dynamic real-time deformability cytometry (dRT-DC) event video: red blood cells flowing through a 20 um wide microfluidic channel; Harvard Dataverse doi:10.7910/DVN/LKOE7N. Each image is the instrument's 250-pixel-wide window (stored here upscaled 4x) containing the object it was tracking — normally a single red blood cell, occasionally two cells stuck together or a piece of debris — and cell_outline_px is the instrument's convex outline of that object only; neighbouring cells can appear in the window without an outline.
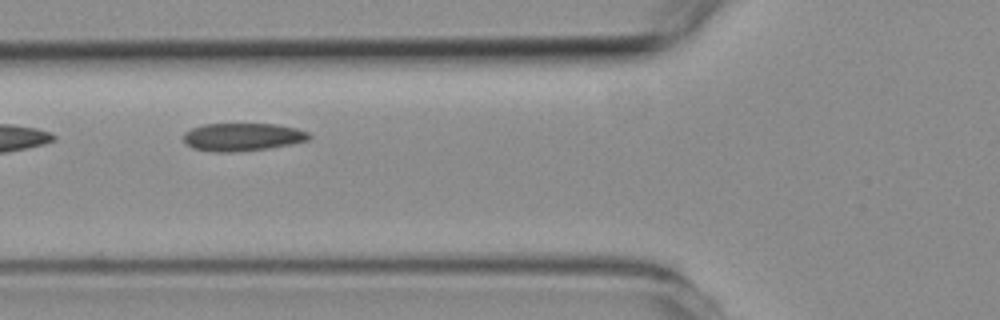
{"species": "common noctule bat (a hibernating species)", "species_latin": "Nyctalus noctula", "temperature_condition": "room temperature", "stored_images_in_passage": 4, "camera_frame_rate_fps": 3000, "um_per_image_px": 0.085, "animal": {"sex": "female", "body_mass_g": 19.3, "forearm_length_mm": 54.1}, "frame": {"image": 1, "passage_image": 2, "time_ms": 1.0, "image_size_px": [1000, 320], "cell_outline_px": [[312, 136], [308, 140], [292, 144], [268, 148], [232, 152], [216, 152], [192, 148], [184, 140], [184, 132], [192, 128], [204, 124], [276, 124], [296, 128], [308, 132]], "centroid_in_image_um": [20.63, 11.64], "position_along_channel_um": 105.2, "area_um2": 20.35}}
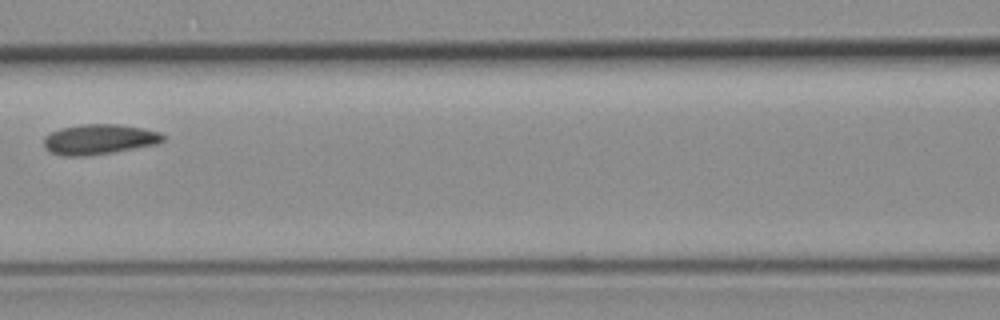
{"frame": {"image": 2, "passage_image": 3, "time_ms": 2.333, "image_size_px": [1000, 320], "cell_outline_px": [[164, 140], [160, 144], [88, 156], [64, 156], [52, 152], [44, 148], [44, 136], [60, 128], [84, 124], [116, 124], [140, 128], [160, 132], [164, 136]], "centroid_in_image_um": [8.43, 11.85], "position_along_channel_um": 158.2, "area_um2": 20.92}}
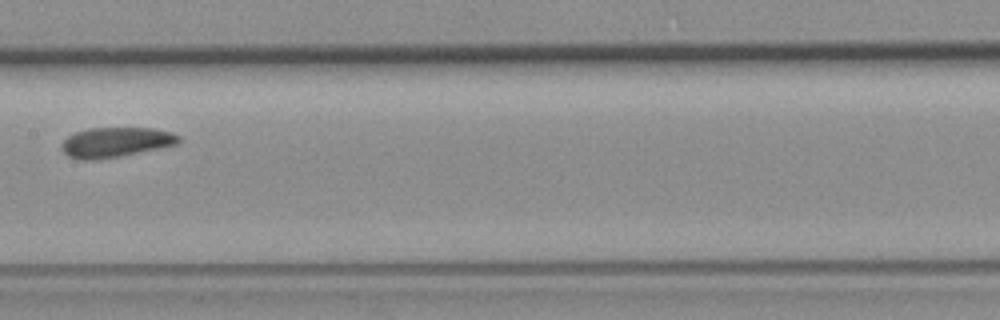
{"frame": {"image": 3, "passage_image": 4, "time_ms": 3.333, "image_size_px": [1000, 320], "cell_outline_px": [[180, 140], [176, 144], [120, 156], [96, 160], [84, 160], [68, 156], [60, 148], [60, 144], [68, 136], [76, 132], [88, 128], [152, 128], [172, 132], [180, 136]], "centroid_in_image_um": [9.8, 12.08], "position_along_channel_um": 197.6, "area_um2": 20.29}}